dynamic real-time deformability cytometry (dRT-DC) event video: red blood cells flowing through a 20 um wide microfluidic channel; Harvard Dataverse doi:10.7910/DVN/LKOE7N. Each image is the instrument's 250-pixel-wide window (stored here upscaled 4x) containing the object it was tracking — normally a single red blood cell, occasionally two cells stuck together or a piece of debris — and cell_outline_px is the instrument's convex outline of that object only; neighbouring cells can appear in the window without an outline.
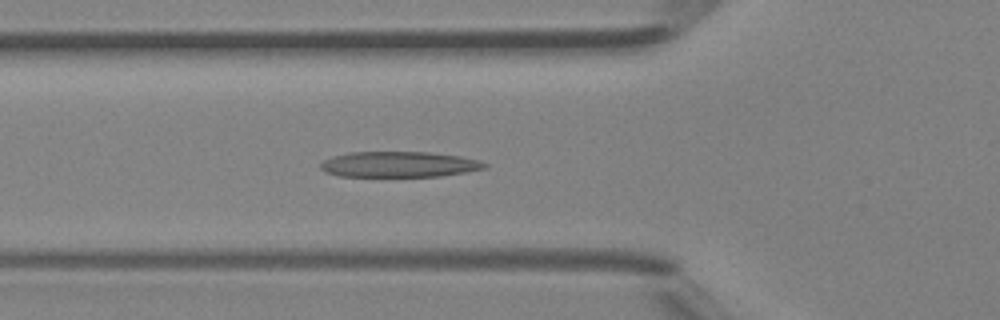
{"species": "Egyptian fruit bat (a non-hibernating species)", "species_latin": "Rousettus aegyptiacus", "temperature_condition": "room temperature", "stored_images_in_passage": 47, "camera_frame_rate_fps": 3000, "um_per_image_px": 0.085, "animal": {"sex": "female"}, "frame": {"image": 1, "passage_image": 17, "time_ms": 5.333, "image_size_px": [1000, 320], "cell_outline_px": [[488, 164], [484, 168], [464, 172], [440, 176], [340, 176], [324, 172], [320, 168], [320, 164], [324, 160], [332, 156], [348, 152], [428, 152], [460, 156], [480, 160]], "centroid_in_image_um": [33.88, 13.96], "position_along_channel_um": 91.9, "area_um2": 24.45}}
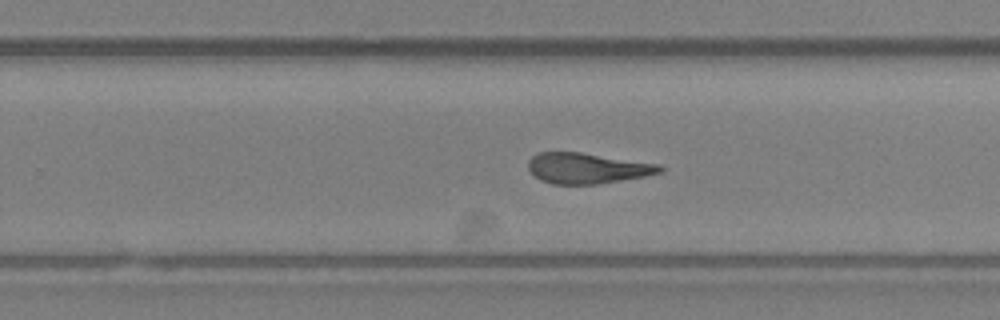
{"frame": {"image": 2, "passage_image": 30, "time_ms": 9.667, "image_size_px": [1000, 320], "cell_outline_px": [[664, 168], [660, 172], [644, 176], [596, 184], [552, 184], [540, 180], [528, 168], [528, 160], [532, 156], [540, 152], [580, 152], [660, 164]], "centroid_in_image_um": [49.89, 14.29], "position_along_channel_um": 279.9, "area_um2": 23.29}}
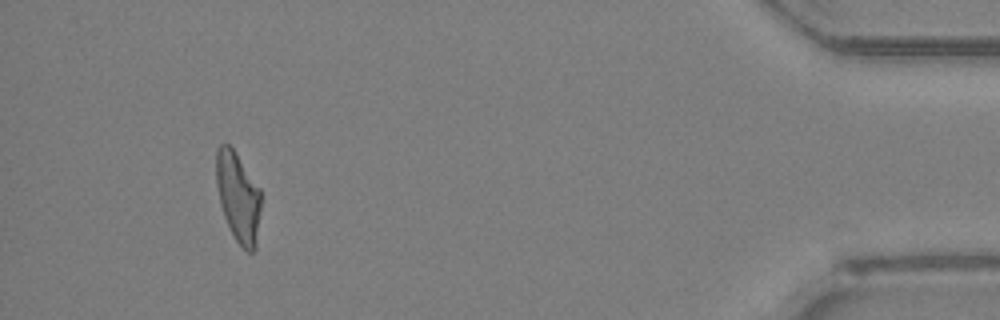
{"frame": {"image": 3, "passage_image": 44, "time_ms": 14.333, "image_size_px": [1000, 320], "cell_outline_px": [[264, 196], [256, 248], [252, 252], [248, 252], [236, 240], [224, 216], [220, 204], [216, 184], [216, 148], [220, 144], [228, 144], [232, 148], [260, 188]], "centroid_in_image_um": [20.28, 16.76], "position_along_channel_um": 414.9, "area_um2": 23.81}, "authors_computed_cell_mechanics": {"area_um2": 24.4494, "velocity_mm_per_s": 4.3536, "shape_relaxation_time_tau1_ms": 8.1123, "shape_relaxation_time_tau2_ms": 2.3817, "deformation_change_tau1": 0.2765, "deformation_change_tau2": 0.1324}}